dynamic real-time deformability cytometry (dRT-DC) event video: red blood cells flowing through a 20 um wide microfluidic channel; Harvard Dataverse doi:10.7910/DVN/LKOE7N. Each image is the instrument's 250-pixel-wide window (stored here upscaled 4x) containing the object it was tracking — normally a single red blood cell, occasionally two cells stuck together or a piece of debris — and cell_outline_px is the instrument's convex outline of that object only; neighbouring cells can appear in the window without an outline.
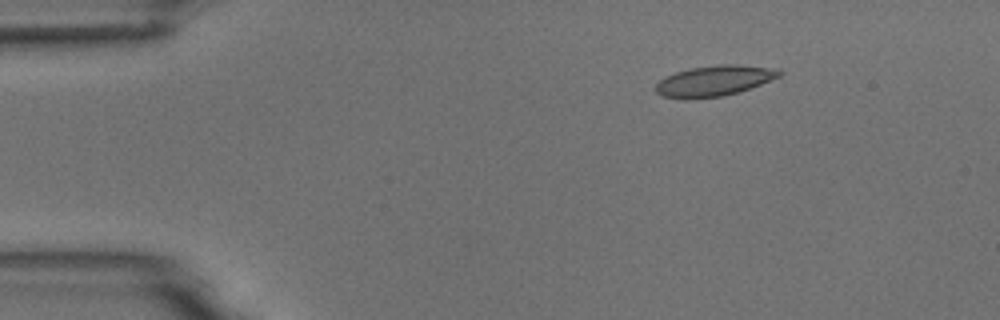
{"species": "common noctule bat (a hibernating species)", "species_latin": "Nyctalus noctula", "temperature_condition": "room temperature", "stored_images_in_passage": 6, "camera_frame_rate_fps": 3000, "um_per_image_px": 0.085, "animal": {"sex": "male", "body_mass_g": 18.8}, "frame": {"image": 1, "passage_image": 2, "time_ms": 1.333, "image_size_px": [1000, 320], "cell_outline_px": [[784, 72], [780, 76], [760, 84], [724, 96], [684, 100], [664, 96], [656, 92], [656, 84], [664, 76], [676, 72], [692, 68], [716, 64], [736, 64], [776, 68]], "centroid_in_image_um": [60.69, 6.87], "position_along_channel_um": 24.3, "area_um2": 22.08}}
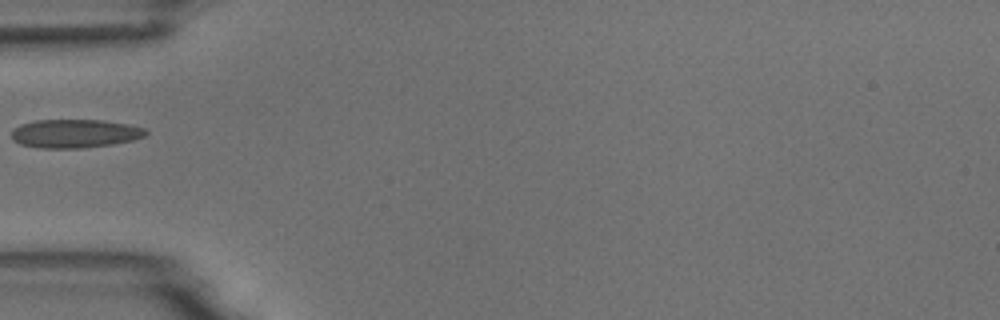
{"frame": {"image": 2, "passage_image": 5, "time_ms": 4.667, "image_size_px": [1000, 320], "cell_outline_px": [[148, 132], [144, 136], [132, 140], [112, 144], [84, 148], [40, 148], [20, 144], [12, 140], [12, 128], [20, 124], [36, 120], [104, 120], [128, 124], [144, 128]], "centroid_in_image_um": [6.33, 11.35], "position_along_channel_um": 78.7, "area_um2": 22.43}}